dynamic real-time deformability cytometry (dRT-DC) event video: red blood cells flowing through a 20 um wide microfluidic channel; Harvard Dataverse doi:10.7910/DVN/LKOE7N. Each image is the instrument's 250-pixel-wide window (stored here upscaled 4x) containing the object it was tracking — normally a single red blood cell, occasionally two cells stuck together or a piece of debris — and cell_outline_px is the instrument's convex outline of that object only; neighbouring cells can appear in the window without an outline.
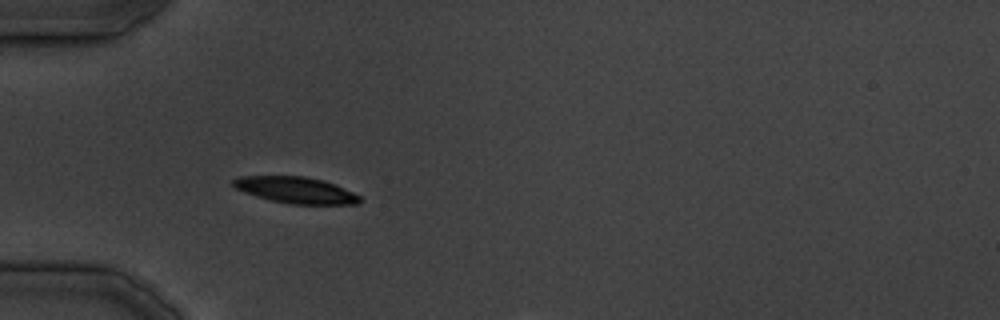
{"species": "common noctule bat (a hibernating species)", "species_latin": "Nyctalus noctula", "temperature_condition": "cold", "stored_images_in_passage": 33, "camera_frame_rate_fps": 3000, "um_per_image_px": 0.085, "animal": {"sex": "male", "body_mass_g": 19.5, "forearm_length_mm": 54.6}, "frame": {"image": 1, "passage_image": 10, "time_ms": 11.333, "image_size_px": [1000, 320], "cell_outline_px": [[360, 200], [356, 204], [292, 204], [272, 200], [256, 196], [244, 192], [236, 188], [232, 184], [232, 180], [240, 176], [304, 176], [324, 180], [336, 184], [360, 196]], "centroid_in_image_um": [25.14, 16.14], "position_along_channel_um": 59.9, "area_um2": 19.31}}